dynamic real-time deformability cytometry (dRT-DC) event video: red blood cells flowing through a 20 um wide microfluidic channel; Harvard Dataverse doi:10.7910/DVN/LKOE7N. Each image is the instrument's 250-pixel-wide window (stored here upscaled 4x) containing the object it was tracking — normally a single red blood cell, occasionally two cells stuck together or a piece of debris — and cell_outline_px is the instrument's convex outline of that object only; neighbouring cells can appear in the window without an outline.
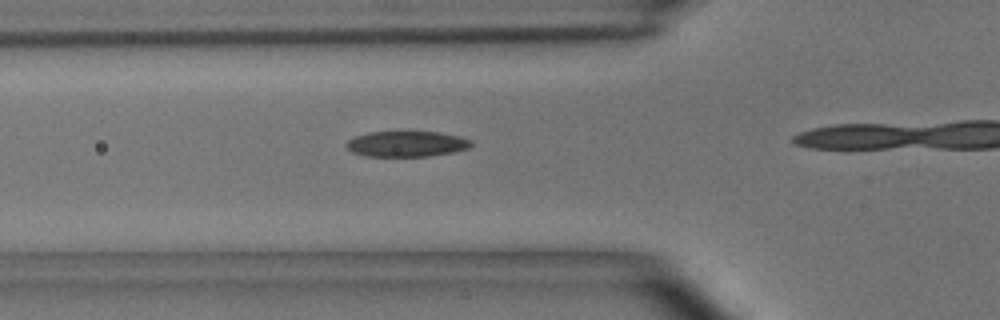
{"species": "common noctule bat (a hibernating species)", "species_latin": "Nyctalus noctula", "temperature_condition": "room temperature", "stored_images_in_passage": 14, "camera_frame_rate_fps": 3000, "um_per_image_px": 0.085, "animal": {"sex": "male", "body_mass_g": 15.6}, "frame": {"image": 1, "passage_image": 10, "time_ms": 3.0, "image_size_px": [1000, 320], "cell_outline_px": [[472, 144], [468, 148], [452, 152], [428, 156], [364, 156], [352, 152], [344, 144], [348, 140], [356, 136], [368, 132], [436, 132], [460, 136], [472, 140]], "centroid_in_image_um": [34.54, 12.23], "position_along_channel_um": 91.3, "area_um2": 18.55}}